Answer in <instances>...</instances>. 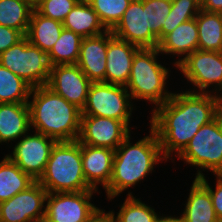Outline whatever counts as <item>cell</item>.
Returning a JSON list of instances; mask_svg holds the SVG:
<instances>
[{"mask_svg":"<svg viewBox=\"0 0 222 222\" xmlns=\"http://www.w3.org/2000/svg\"><path fill=\"white\" fill-rule=\"evenodd\" d=\"M220 114V96L212 93L176 92L152 110L150 127L155 131L166 159L178 155L191 138Z\"/></svg>","mask_w":222,"mask_h":222,"instance_id":"1","label":"cell"},{"mask_svg":"<svg viewBox=\"0 0 222 222\" xmlns=\"http://www.w3.org/2000/svg\"><path fill=\"white\" fill-rule=\"evenodd\" d=\"M149 132L135 144L131 143L129 134L115 150L111 179L104 189L108 200L135 187L153 172L155 165L166 160L155 131L150 127Z\"/></svg>","mask_w":222,"mask_h":222,"instance_id":"2","label":"cell"},{"mask_svg":"<svg viewBox=\"0 0 222 222\" xmlns=\"http://www.w3.org/2000/svg\"><path fill=\"white\" fill-rule=\"evenodd\" d=\"M32 95V96H31ZM28 101L30 127L57 142L78 139L82 110L47 85L33 87Z\"/></svg>","mask_w":222,"mask_h":222,"instance_id":"3","label":"cell"},{"mask_svg":"<svg viewBox=\"0 0 222 222\" xmlns=\"http://www.w3.org/2000/svg\"><path fill=\"white\" fill-rule=\"evenodd\" d=\"M38 182L48 193L95 190L84 177L81 143L77 140L56 142Z\"/></svg>","mask_w":222,"mask_h":222,"instance_id":"4","label":"cell"},{"mask_svg":"<svg viewBox=\"0 0 222 222\" xmlns=\"http://www.w3.org/2000/svg\"><path fill=\"white\" fill-rule=\"evenodd\" d=\"M159 54L156 48H140L134 55L129 76L125 86L132 100H147L157 107L172 97V92L165 87L171 71L157 60Z\"/></svg>","mask_w":222,"mask_h":222,"instance_id":"5","label":"cell"},{"mask_svg":"<svg viewBox=\"0 0 222 222\" xmlns=\"http://www.w3.org/2000/svg\"><path fill=\"white\" fill-rule=\"evenodd\" d=\"M177 156L184 164L198 167L195 179L204 175L202 170L222 174V115L201 126Z\"/></svg>","mask_w":222,"mask_h":222,"instance_id":"6","label":"cell"},{"mask_svg":"<svg viewBox=\"0 0 222 222\" xmlns=\"http://www.w3.org/2000/svg\"><path fill=\"white\" fill-rule=\"evenodd\" d=\"M0 64L32 88L48 84L51 71L48 54L30 44L26 37L0 54Z\"/></svg>","mask_w":222,"mask_h":222,"instance_id":"7","label":"cell"},{"mask_svg":"<svg viewBox=\"0 0 222 222\" xmlns=\"http://www.w3.org/2000/svg\"><path fill=\"white\" fill-rule=\"evenodd\" d=\"M126 87L105 82H92L82 115L107 117L124 122L129 128L133 105Z\"/></svg>","mask_w":222,"mask_h":222,"instance_id":"8","label":"cell"},{"mask_svg":"<svg viewBox=\"0 0 222 222\" xmlns=\"http://www.w3.org/2000/svg\"><path fill=\"white\" fill-rule=\"evenodd\" d=\"M188 83L193 84V93H211L222 96V52L196 50L177 66ZM210 86H214L210 90ZM198 88V90H197ZM196 89V91H195Z\"/></svg>","mask_w":222,"mask_h":222,"instance_id":"9","label":"cell"},{"mask_svg":"<svg viewBox=\"0 0 222 222\" xmlns=\"http://www.w3.org/2000/svg\"><path fill=\"white\" fill-rule=\"evenodd\" d=\"M97 190L47 193L46 222H90L103 209L91 203Z\"/></svg>","mask_w":222,"mask_h":222,"instance_id":"10","label":"cell"},{"mask_svg":"<svg viewBox=\"0 0 222 222\" xmlns=\"http://www.w3.org/2000/svg\"><path fill=\"white\" fill-rule=\"evenodd\" d=\"M22 136L7 156L33 180L38 181L42 176L53 146L57 142L41 133L35 132Z\"/></svg>","mask_w":222,"mask_h":222,"instance_id":"11","label":"cell"},{"mask_svg":"<svg viewBox=\"0 0 222 222\" xmlns=\"http://www.w3.org/2000/svg\"><path fill=\"white\" fill-rule=\"evenodd\" d=\"M47 193V190L35 181L26 190L0 203V222L43 221Z\"/></svg>","mask_w":222,"mask_h":222,"instance_id":"12","label":"cell"},{"mask_svg":"<svg viewBox=\"0 0 222 222\" xmlns=\"http://www.w3.org/2000/svg\"><path fill=\"white\" fill-rule=\"evenodd\" d=\"M131 129L122 121L91 115H82L77 141L92 147L116 150Z\"/></svg>","mask_w":222,"mask_h":222,"instance_id":"13","label":"cell"},{"mask_svg":"<svg viewBox=\"0 0 222 222\" xmlns=\"http://www.w3.org/2000/svg\"><path fill=\"white\" fill-rule=\"evenodd\" d=\"M91 84L77 64H65L51 66L47 86L82 110Z\"/></svg>","mask_w":222,"mask_h":222,"instance_id":"14","label":"cell"},{"mask_svg":"<svg viewBox=\"0 0 222 222\" xmlns=\"http://www.w3.org/2000/svg\"><path fill=\"white\" fill-rule=\"evenodd\" d=\"M112 34L140 48H156L157 37L149 30L143 0H132Z\"/></svg>","mask_w":222,"mask_h":222,"instance_id":"15","label":"cell"},{"mask_svg":"<svg viewBox=\"0 0 222 222\" xmlns=\"http://www.w3.org/2000/svg\"><path fill=\"white\" fill-rule=\"evenodd\" d=\"M114 37L111 30L83 38L77 65L91 82H105L108 42Z\"/></svg>","mask_w":222,"mask_h":222,"instance_id":"16","label":"cell"},{"mask_svg":"<svg viewBox=\"0 0 222 222\" xmlns=\"http://www.w3.org/2000/svg\"><path fill=\"white\" fill-rule=\"evenodd\" d=\"M115 150L81 144V159L86 182L98 191V185L105 189L112 175Z\"/></svg>","mask_w":222,"mask_h":222,"instance_id":"17","label":"cell"},{"mask_svg":"<svg viewBox=\"0 0 222 222\" xmlns=\"http://www.w3.org/2000/svg\"><path fill=\"white\" fill-rule=\"evenodd\" d=\"M139 49L140 47L114 36L107 47L105 83L126 86L133 57Z\"/></svg>","mask_w":222,"mask_h":222,"instance_id":"18","label":"cell"},{"mask_svg":"<svg viewBox=\"0 0 222 222\" xmlns=\"http://www.w3.org/2000/svg\"><path fill=\"white\" fill-rule=\"evenodd\" d=\"M158 49L161 54L181 56L174 62L175 67L188 55L198 50L196 18L178 25L159 42Z\"/></svg>","mask_w":222,"mask_h":222,"instance_id":"19","label":"cell"},{"mask_svg":"<svg viewBox=\"0 0 222 222\" xmlns=\"http://www.w3.org/2000/svg\"><path fill=\"white\" fill-rule=\"evenodd\" d=\"M30 128L28 103H0V144L16 142Z\"/></svg>","mask_w":222,"mask_h":222,"instance_id":"20","label":"cell"},{"mask_svg":"<svg viewBox=\"0 0 222 222\" xmlns=\"http://www.w3.org/2000/svg\"><path fill=\"white\" fill-rule=\"evenodd\" d=\"M180 222H217L209 191L194 179Z\"/></svg>","mask_w":222,"mask_h":222,"instance_id":"21","label":"cell"},{"mask_svg":"<svg viewBox=\"0 0 222 222\" xmlns=\"http://www.w3.org/2000/svg\"><path fill=\"white\" fill-rule=\"evenodd\" d=\"M63 26L82 38L98 36L108 31L86 0H80L74 6L63 21Z\"/></svg>","mask_w":222,"mask_h":222,"instance_id":"22","label":"cell"},{"mask_svg":"<svg viewBox=\"0 0 222 222\" xmlns=\"http://www.w3.org/2000/svg\"><path fill=\"white\" fill-rule=\"evenodd\" d=\"M63 28V23L41 15L34 8L25 37L30 44L48 54L57 42Z\"/></svg>","mask_w":222,"mask_h":222,"instance_id":"23","label":"cell"},{"mask_svg":"<svg viewBox=\"0 0 222 222\" xmlns=\"http://www.w3.org/2000/svg\"><path fill=\"white\" fill-rule=\"evenodd\" d=\"M198 50L222 52V13L200 9L196 16Z\"/></svg>","mask_w":222,"mask_h":222,"instance_id":"24","label":"cell"},{"mask_svg":"<svg viewBox=\"0 0 222 222\" xmlns=\"http://www.w3.org/2000/svg\"><path fill=\"white\" fill-rule=\"evenodd\" d=\"M34 182L35 180L4 155L0 162V203L26 190Z\"/></svg>","mask_w":222,"mask_h":222,"instance_id":"25","label":"cell"},{"mask_svg":"<svg viewBox=\"0 0 222 222\" xmlns=\"http://www.w3.org/2000/svg\"><path fill=\"white\" fill-rule=\"evenodd\" d=\"M34 4L30 0H0V25L27 33Z\"/></svg>","mask_w":222,"mask_h":222,"instance_id":"26","label":"cell"},{"mask_svg":"<svg viewBox=\"0 0 222 222\" xmlns=\"http://www.w3.org/2000/svg\"><path fill=\"white\" fill-rule=\"evenodd\" d=\"M82 39L80 35L63 28L57 42L48 53L50 65L76 64Z\"/></svg>","mask_w":222,"mask_h":222,"instance_id":"27","label":"cell"},{"mask_svg":"<svg viewBox=\"0 0 222 222\" xmlns=\"http://www.w3.org/2000/svg\"><path fill=\"white\" fill-rule=\"evenodd\" d=\"M120 210L115 215L114 210L108 211L112 222H156L160 215L155 212V209L143 203L132 192H128L127 197L122 205H119Z\"/></svg>","mask_w":222,"mask_h":222,"instance_id":"28","label":"cell"},{"mask_svg":"<svg viewBox=\"0 0 222 222\" xmlns=\"http://www.w3.org/2000/svg\"><path fill=\"white\" fill-rule=\"evenodd\" d=\"M32 87L0 64V103H28Z\"/></svg>","mask_w":222,"mask_h":222,"instance_id":"29","label":"cell"},{"mask_svg":"<svg viewBox=\"0 0 222 222\" xmlns=\"http://www.w3.org/2000/svg\"><path fill=\"white\" fill-rule=\"evenodd\" d=\"M200 9V0H172L171 11L162 27V39L181 23L196 18Z\"/></svg>","mask_w":222,"mask_h":222,"instance_id":"30","label":"cell"},{"mask_svg":"<svg viewBox=\"0 0 222 222\" xmlns=\"http://www.w3.org/2000/svg\"><path fill=\"white\" fill-rule=\"evenodd\" d=\"M98 14L107 30H112L123 17L132 0H86Z\"/></svg>","mask_w":222,"mask_h":222,"instance_id":"31","label":"cell"},{"mask_svg":"<svg viewBox=\"0 0 222 222\" xmlns=\"http://www.w3.org/2000/svg\"><path fill=\"white\" fill-rule=\"evenodd\" d=\"M172 0H143V8H146V19L149 30L162 40V27L171 11Z\"/></svg>","mask_w":222,"mask_h":222,"instance_id":"32","label":"cell"},{"mask_svg":"<svg viewBox=\"0 0 222 222\" xmlns=\"http://www.w3.org/2000/svg\"><path fill=\"white\" fill-rule=\"evenodd\" d=\"M80 0H38L34 8L43 16L63 23Z\"/></svg>","mask_w":222,"mask_h":222,"instance_id":"33","label":"cell"},{"mask_svg":"<svg viewBox=\"0 0 222 222\" xmlns=\"http://www.w3.org/2000/svg\"><path fill=\"white\" fill-rule=\"evenodd\" d=\"M215 176L217 179L215 190L209 185L204 175L197 180L209 191L216 217L222 221V174Z\"/></svg>","mask_w":222,"mask_h":222,"instance_id":"34","label":"cell"},{"mask_svg":"<svg viewBox=\"0 0 222 222\" xmlns=\"http://www.w3.org/2000/svg\"><path fill=\"white\" fill-rule=\"evenodd\" d=\"M24 37L19 30L0 25V54L16 45Z\"/></svg>","mask_w":222,"mask_h":222,"instance_id":"35","label":"cell"},{"mask_svg":"<svg viewBox=\"0 0 222 222\" xmlns=\"http://www.w3.org/2000/svg\"><path fill=\"white\" fill-rule=\"evenodd\" d=\"M201 9L208 12L222 13V0H201Z\"/></svg>","mask_w":222,"mask_h":222,"instance_id":"36","label":"cell"},{"mask_svg":"<svg viewBox=\"0 0 222 222\" xmlns=\"http://www.w3.org/2000/svg\"><path fill=\"white\" fill-rule=\"evenodd\" d=\"M90 222H112L109 214L103 209L94 219Z\"/></svg>","mask_w":222,"mask_h":222,"instance_id":"37","label":"cell"},{"mask_svg":"<svg viewBox=\"0 0 222 222\" xmlns=\"http://www.w3.org/2000/svg\"><path fill=\"white\" fill-rule=\"evenodd\" d=\"M156 222H180L178 216H160Z\"/></svg>","mask_w":222,"mask_h":222,"instance_id":"38","label":"cell"},{"mask_svg":"<svg viewBox=\"0 0 222 222\" xmlns=\"http://www.w3.org/2000/svg\"><path fill=\"white\" fill-rule=\"evenodd\" d=\"M220 114L222 115V96L220 97Z\"/></svg>","mask_w":222,"mask_h":222,"instance_id":"39","label":"cell"},{"mask_svg":"<svg viewBox=\"0 0 222 222\" xmlns=\"http://www.w3.org/2000/svg\"><path fill=\"white\" fill-rule=\"evenodd\" d=\"M33 4H35L38 0H30Z\"/></svg>","mask_w":222,"mask_h":222,"instance_id":"40","label":"cell"}]
</instances>
